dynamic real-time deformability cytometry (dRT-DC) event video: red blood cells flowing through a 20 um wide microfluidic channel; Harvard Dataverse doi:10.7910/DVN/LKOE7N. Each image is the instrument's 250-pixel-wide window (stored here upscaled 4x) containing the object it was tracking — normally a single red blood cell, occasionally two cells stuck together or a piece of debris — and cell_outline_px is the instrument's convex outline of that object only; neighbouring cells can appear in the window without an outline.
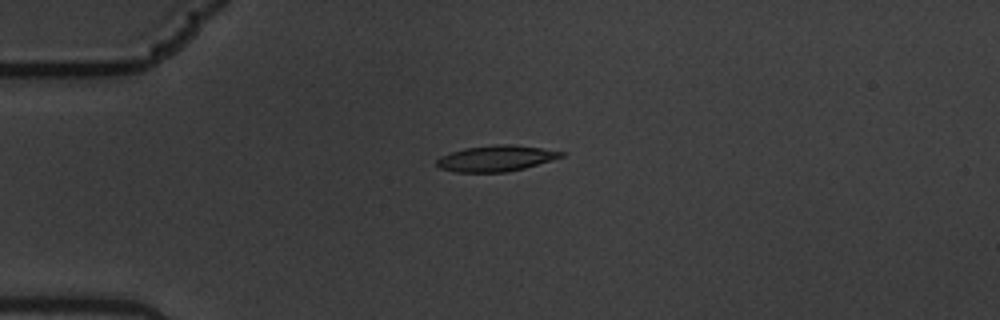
{"species": "common noctule bat (a hibernating species)", "species_latin": "Nyctalus noctula", "temperature_condition": "warm", "stored_images_in_passage": 5, "camera_frame_rate_fps": 3000, "um_per_image_px": 0.085, "animal": {"sex": "male", "body_mass_g": 19.5, "forearm_length_mm": 54.6}, "frame": {"image": 1, "passage_image": 3, "time_ms": 0.667, "image_size_px": [1000, 320], "cell_outline_px": [[564, 156], [524, 168], [508, 172], [456, 172], [440, 168], [436, 164], [436, 160], [440, 156], [464, 148], [496, 144], [512, 144], [540, 148], [564, 152]], "centroid_in_image_um": [42.13, 13.46], "position_along_channel_um": 42.9, "area_um2": 18.67}}
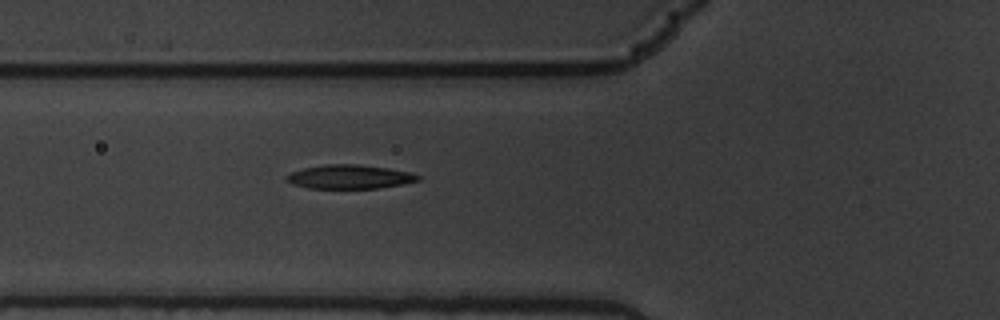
{"frame": {"image": 2, "passage_image": 5, "time_ms": 1.333, "image_size_px": [1000, 320], "cell_outline_px": [[420, 180], [404, 184], [376, 188], [308, 188], [284, 180], [284, 176], [292, 172], [304, 168], [324, 164], [356, 164], [388, 168], [412, 172], [420, 176]], "centroid_in_image_um": [29.73, 15.02], "position_along_channel_um": 96.1, "area_um2": 18.32}}